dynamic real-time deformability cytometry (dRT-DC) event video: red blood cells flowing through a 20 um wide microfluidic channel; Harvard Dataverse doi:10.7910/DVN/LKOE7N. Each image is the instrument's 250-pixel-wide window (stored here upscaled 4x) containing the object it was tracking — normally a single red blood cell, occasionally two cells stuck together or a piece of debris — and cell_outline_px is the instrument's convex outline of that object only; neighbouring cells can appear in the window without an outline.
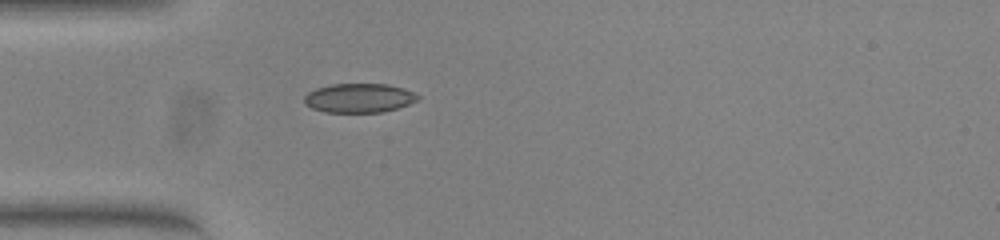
{"species": "common noctule bat (a hibernating species)", "species_latin": "Nyctalus noctula", "temperature_condition": "warm", "stored_images_in_passage": 39, "camera_frame_rate_fps": 3000, "um_per_image_px": 0.085, "animal": {"sex": "female", "body_mass_g": 23.0, "forearm_length_mm": 53.4}, "frame": {"image": 1, "passage_image": 1, "time_ms": 0.0, "image_size_px": [1000, 240], "cell_outline_px": [[420, 96], [416, 100], [408, 104], [384, 112], [324, 112], [312, 108], [304, 100], [304, 96], [308, 92], [316, 88], [332, 84], [388, 84], [404, 88]], "centroid_in_image_um": [30.51, 8.32], "position_along_channel_um": 54.5, "area_um2": 19.13}}
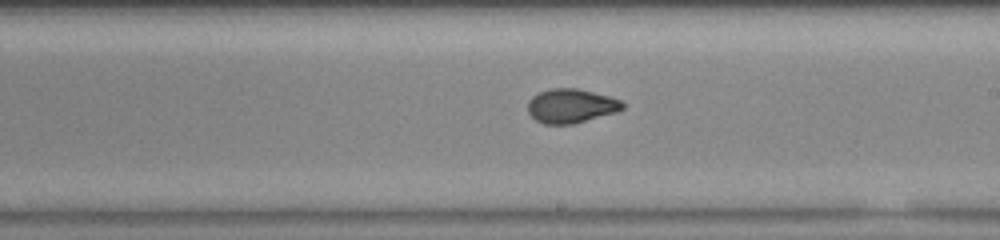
{"frame": {"image": 2, "passage_image": 16, "time_ms": 5.0, "image_size_px": [1000, 240], "cell_outline_px": [[624, 108], [616, 112], [572, 124], [544, 124], [536, 120], [528, 112], [528, 100], [532, 96], [540, 92], [552, 88], [576, 88], [608, 96], [620, 100], [624, 104]], "centroid_in_image_um": [48.51, 9.0], "position_along_channel_um": 240.5, "area_um2": 18.67}}
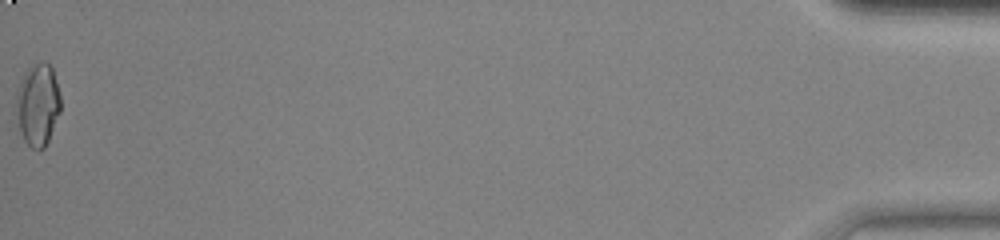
{"frame": {"image": 3, "passage_image": 39, "time_ms": 12.667, "image_size_px": [1000, 240], "cell_outline_px": [[60, 112], [48, 140], [44, 148], [32, 148], [24, 140], [20, 132], [16, 104], [16, 100], [20, 80], [24, 72], [28, 68], [40, 60], [44, 60], [52, 68], [60, 96]], "centroid_in_image_um": [3.21, 8.86], "position_along_channel_um": 432.0, "area_um2": 21.04}, "authors_computed_cell_mechanics": {"area_um2": 19.074, "velocity_mm_per_s": 3.8464, "shape_relaxation_time_tau1_ms": null, "shape_relaxation_time_tau2_ms": 0.8969, "deformation_change_tau1": null, "deformation_change_tau2": 0.0463}}